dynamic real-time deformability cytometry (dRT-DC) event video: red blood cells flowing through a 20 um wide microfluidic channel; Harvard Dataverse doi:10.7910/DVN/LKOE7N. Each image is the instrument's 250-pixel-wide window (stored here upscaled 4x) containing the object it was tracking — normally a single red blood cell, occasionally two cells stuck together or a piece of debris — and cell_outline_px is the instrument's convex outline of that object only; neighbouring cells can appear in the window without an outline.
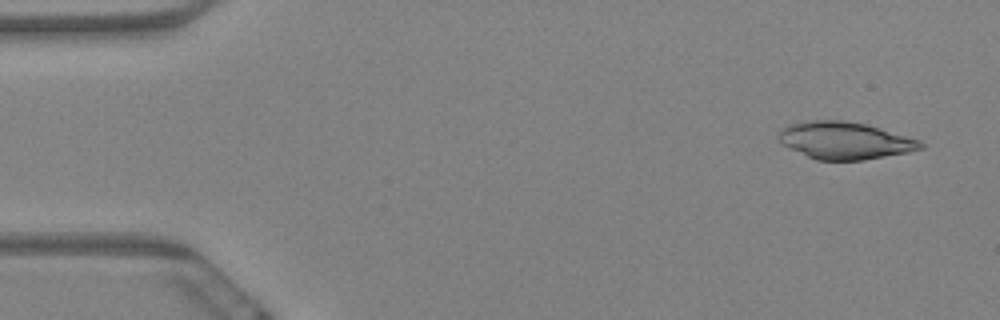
{"species": "Egyptian fruit bat (a non-hibernating species)", "species_latin": "Rousettus aegyptiacus", "temperature_condition": "warm", "stored_images_in_passage": 10, "camera_frame_rate_fps": 3000, "um_per_image_px": 0.085, "animal": {"sex": "female"}, "frame": {"image": 1, "passage_image": 1, "time_ms": 0.0, "image_size_px": [1000, 320], "cell_outline_px": [[924, 148], [908, 152], [864, 160], [816, 160], [784, 144], [776, 136], [788, 124], [804, 120], [844, 120], [868, 124], [920, 140], [924, 144]], "centroid_in_image_um": [71.84, 11.93], "position_along_channel_um": 13.2, "area_um2": 30.75}}
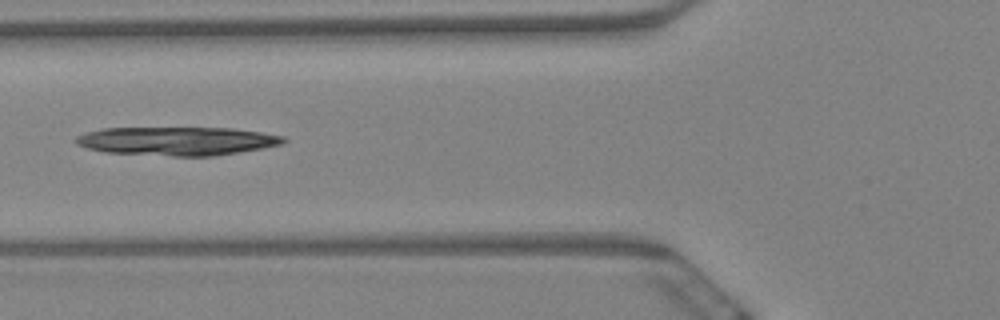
{"frame": {"image": 2, "passage_image": 6, "time_ms": 1.667, "image_size_px": [1000, 320], "cell_outline_px": [[288, 140], [284, 144], [264, 148], [212, 156], [172, 156], [104, 152], [88, 148], [76, 144], [72, 140], [76, 136], [88, 132], [104, 128], [232, 128], [260, 132], [284, 136]], "centroid_in_image_um": [15.07, 11.99], "position_along_channel_um": 110.7, "area_um2": 34.62}}
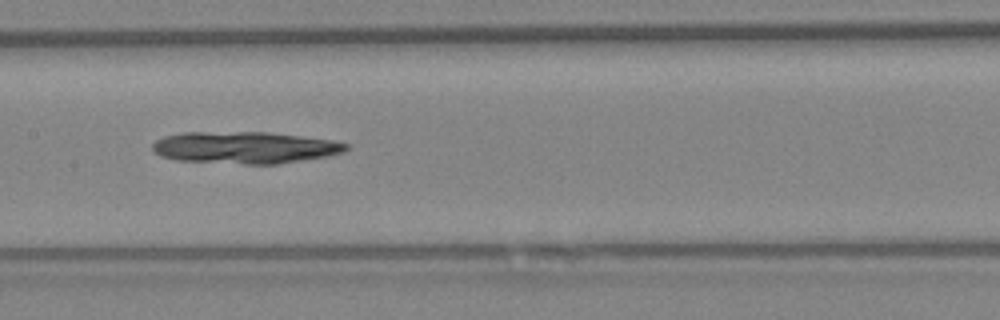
{"frame": {"image": 3, "passage_image": 8, "time_ms": 2.333, "image_size_px": [1000, 320], "cell_outline_px": [[348, 148], [344, 152], [328, 156], [276, 164], [244, 164], [176, 160], [160, 156], [152, 148], [152, 144], [156, 140], [164, 136], [184, 132], [268, 132], [332, 140], [348, 144]], "centroid_in_image_um": [20.8, 12.54], "position_along_channel_um": 186.6, "area_um2": 35.95}}